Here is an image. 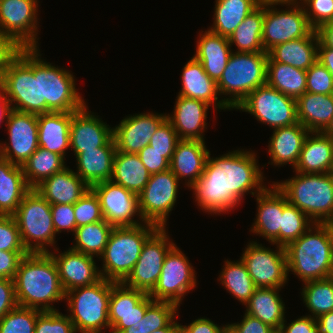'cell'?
Masks as SVG:
<instances>
[{"label": "cell", "mask_w": 333, "mask_h": 333, "mask_svg": "<svg viewBox=\"0 0 333 333\" xmlns=\"http://www.w3.org/2000/svg\"><path fill=\"white\" fill-rule=\"evenodd\" d=\"M179 306L169 301H154L147 309L144 317L136 324L124 329L121 333H150L164 327H177L174 317Z\"/></svg>", "instance_id": "44"}, {"label": "cell", "mask_w": 333, "mask_h": 333, "mask_svg": "<svg viewBox=\"0 0 333 333\" xmlns=\"http://www.w3.org/2000/svg\"><path fill=\"white\" fill-rule=\"evenodd\" d=\"M181 77L182 88L178 95L212 104L214 109H231L223 99L219 100L217 82L206 74L203 65L194 57L184 66Z\"/></svg>", "instance_id": "27"}, {"label": "cell", "mask_w": 333, "mask_h": 333, "mask_svg": "<svg viewBox=\"0 0 333 333\" xmlns=\"http://www.w3.org/2000/svg\"><path fill=\"white\" fill-rule=\"evenodd\" d=\"M284 4L289 6L285 10L275 8L276 5ZM313 30L304 7L298 0L264 3L262 44L265 52L268 53L276 45L287 41L307 37Z\"/></svg>", "instance_id": "10"}, {"label": "cell", "mask_w": 333, "mask_h": 333, "mask_svg": "<svg viewBox=\"0 0 333 333\" xmlns=\"http://www.w3.org/2000/svg\"><path fill=\"white\" fill-rule=\"evenodd\" d=\"M296 101L298 122L309 132H323L333 117V94L306 92Z\"/></svg>", "instance_id": "35"}, {"label": "cell", "mask_w": 333, "mask_h": 333, "mask_svg": "<svg viewBox=\"0 0 333 333\" xmlns=\"http://www.w3.org/2000/svg\"><path fill=\"white\" fill-rule=\"evenodd\" d=\"M30 189L22 166L0 161V215H13Z\"/></svg>", "instance_id": "37"}, {"label": "cell", "mask_w": 333, "mask_h": 333, "mask_svg": "<svg viewBox=\"0 0 333 333\" xmlns=\"http://www.w3.org/2000/svg\"><path fill=\"white\" fill-rule=\"evenodd\" d=\"M268 145L271 165L290 164L293 169L298 164L304 141L309 134L306 127L299 122L286 127L273 129Z\"/></svg>", "instance_id": "29"}, {"label": "cell", "mask_w": 333, "mask_h": 333, "mask_svg": "<svg viewBox=\"0 0 333 333\" xmlns=\"http://www.w3.org/2000/svg\"><path fill=\"white\" fill-rule=\"evenodd\" d=\"M154 300L143 291L111 281L108 319L110 333H121L140 321Z\"/></svg>", "instance_id": "19"}, {"label": "cell", "mask_w": 333, "mask_h": 333, "mask_svg": "<svg viewBox=\"0 0 333 333\" xmlns=\"http://www.w3.org/2000/svg\"><path fill=\"white\" fill-rule=\"evenodd\" d=\"M284 249L288 274L294 272L303 283L333 276L330 240L323 223H314Z\"/></svg>", "instance_id": "3"}, {"label": "cell", "mask_w": 333, "mask_h": 333, "mask_svg": "<svg viewBox=\"0 0 333 333\" xmlns=\"http://www.w3.org/2000/svg\"><path fill=\"white\" fill-rule=\"evenodd\" d=\"M158 228L146 222L144 225L114 227L103 254L98 257L103 261L102 278L123 282L138 261L146 240Z\"/></svg>", "instance_id": "6"}, {"label": "cell", "mask_w": 333, "mask_h": 333, "mask_svg": "<svg viewBox=\"0 0 333 333\" xmlns=\"http://www.w3.org/2000/svg\"><path fill=\"white\" fill-rule=\"evenodd\" d=\"M0 251L27 252L12 215H0Z\"/></svg>", "instance_id": "53"}, {"label": "cell", "mask_w": 333, "mask_h": 333, "mask_svg": "<svg viewBox=\"0 0 333 333\" xmlns=\"http://www.w3.org/2000/svg\"><path fill=\"white\" fill-rule=\"evenodd\" d=\"M199 36L196 54L193 57L203 65L206 74L217 82L232 54V46L227 37L209 30L200 33Z\"/></svg>", "instance_id": "33"}, {"label": "cell", "mask_w": 333, "mask_h": 333, "mask_svg": "<svg viewBox=\"0 0 333 333\" xmlns=\"http://www.w3.org/2000/svg\"><path fill=\"white\" fill-rule=\"evenodd\" d=\"M87 109L85 104L80 110L72 112L70 147L75 156L86 150L102 147L113 137V128Z\"/></svg>", "instance_id": "23"}, {"label": "cell", "mask_w": 333, "mask_h": 333, "mask_svg": "<svg viewBox=\"0 0 333 333\" xmlns=\"http://www.w3.org/2000/svg\"><path fill=\"white\" fill-rule=\"evenodd\" d=\"M295 172H333V139L323 132H309L304 141Z\"/></svg>", "instance_id": "32"}, {"label": "cell", "mask_w": 333, "mask_h": 333, "mask_svg": "<svg viewBox=\"0 0 333 333\" xmlns=\"http://www.w3.org/2000/svg\"><path fill=\"white\" fill-rule=\"evenodd\" d=\"M319 36L313 30L307 37L276 45L268 55L279 63L308 70L318 60Z\"/></svg>", "instance_id": "34"}, {"label": "cell", "mask_w": 333, "mask_h": 333, "mask_svg": "<svg viewBox=\"0 0 333 333\" xmlns=\"http://www.w3.org/2000/svg\"><path fill=\"white\" fill-rule=\"evenodd\" d=\"M22 49L14 39L0 31V78Z\"/></svg>", "instance_id": "57"}, {"label": "cell", "mask_w": 333, "mask_h": 333, "mask_svg": "<svg viewBox=\"0 0 333 333\" xmlns=\"http://www.w3.org/2000/svg\"><path fill=\"white\" fill-rule=\"evenodd\" d=\"M22 168L27 185L35 188L44 179L66 168V164L61 155L38 147Z\"/></svg>", "instance_id": "42"}, {"label": "cell", "mask_w": 333, "mask_h": 333, "mask_svg": "<svg viewBox=\"0 0 333 333\" xmlns=\"http://www.w3.org/2000/svg\"><path fill=\"white\" fill-rule=\"evenodd\" d=\"M187 333H220L223 326H218L209 318H198L189 325H181Z\"/></svg>", "instance_id": "62"}, {"label": "cell", "mask_w": 333, "mask_h": 333, "mask_svg": "<svg viewBox=\"0 0 333 333\" xmlns=\"http://www.w3.org/2000/svg\"><path fill=\"white\" fill-rule=\"evenodd\" d=\"M113 228L114 226L104 219L96 223L77 227L74 233L76 243L71 249L87 255L100 257L105 250Z\"/></svg>", "instance_id": "43"}, {"label": "cell", "mask_w": 333, "mask_h": 333, "mask_svg": "<svg viewBox=\"0 0 333 333\" xmlns=\"http://www.w3.org/2000/svg\"><path fill=\"white\" fill-rule=\"evenodd\" d=\"M299 1H301L300 4L304 7L309 24L314 30L319 29L326 23L333 22V0Z\"/></svg>", "instance_id": "52"}, {"label": "cell", "mask_w": 333, "mask_h": 333, "mask_svg": "<svg viewBox=\"0 0 333 333\" xmlns=\"http://www.w3.org/2000/svg\"><path fill=\"white\" fill-rule=\"evenodd\" d=\"M264 20V3L250 13L228 38L232 46H237L236 52H265L262 44V29Z\"/></svg>", "instance_id": "41"}, {"label": "cell", "mask_w": 333, "mask_h": 333, "mask_svg": "<svg viewBox=\"0 0 333 333\" xmlns=\"http://www.w3.org/2000/svg\"><path fill=\"white\" fill-rule=\"evenodd\" d=\"M172 333H187L185 329L179 324L173 331Z\"/></svg>", "instance_id": "72"}, {"label": "cell", "mask_w": 333, "mask_h": 333, "mask_svg": "<svg viewBox=\"0 0 333 333\" xmlns=\"http://www.w3.org/2000/svg\"><path fill=\"white\" fill-rule=\"evenodd\" d=\"M179 140L177 132L166 119L151 137L149 146L158 152H166V159L170 162Z\"/></svg>", "instance_id": "54"}, {"label": "cell", "mask_w": 333, "mask_h": 333, "mask_svg": "<svg viewBox=\"0 0 333 333\" xmlns=\"http://www.w3.org/2000/svg\"><path fill=\"white\" fill-rule=\"evenodd\" d=\"M209 104L204 101L177 96L174 114L167 115V120L172 124L180 139L200 140L205 142L203 132L207 123Z\"/></svg>", "instance_id": "25"}, {"label": "cell", "mask_w": 333, "mask_h": 333, "mask_svg": "<svg viewBox=\"0 0 333 333\" xmlns=\"http://www.w3.org/2000/svg\"><path fill=\"white\" fill-rule=\"evenodd\" d=\"M20 232V238L28 253H48V247L56 244V232L51 214V204L31 188L12 215Z\"/></svg>", "instance_id": "8"}, {"label": "cell", "mask_w": 333, "mask_h": 333, "mask_svg": "<svg viewBox=\"0 0 333 333\" xmlns=\"http://www.w3.org/2000/svg\"><path fill=\"white\" fill-rule=\"evenodd\" d=\"M12 111L11 103L4 96L2 85L0 82V123L8 119L10 112Z\"/></svg>", "instance_id": "66"}, {"label": "cell", "mask_w": 333, "mask_h": 333, "mask_svg": "<svg viewBox=\"0 0 333 333\" xmlns=\"http://www.w3.org/2000/svg\"><path fill=\"white\" fill-rule=\"evenodd\" d=\"M323 133L327 136H330L333 139V117H332V120H331L330 124L323 131Z\"/></svg>", "instance_id": "68"}, {"label": "cell", "mask_w": 333, "mask_h": 333, "mask_svg": "<svg viewBox=\"0 0 333 333\" xmlns=\"http://www.w3.org/2000/svg\"><path fill=\"white\" fill-rule=\"evenodd\" d=\"M116 145L112 137L104 146L81 152L76 156L75 172L90 188L97 183L111 180Z\"/></svg>", "instance_id": "30"}, {"label": "cell", "mask_w": 333, "mask_h": 333, "mask_svg": "<svg viewBox=\"0 0 333 333\" xmlns=\"http://www.w3.org/2000/svg\"><path fill=\"white\" fill-rule=\"evenodd\" d=\"M111 281L102 278L90 286L78 287L65 294L68 314L75 331L80 333H101L109 328L108 319Z\"/></svg>", "instance_id": "9"}, {"label": "cell", "mask_w": 333, "mask_h": 333, "mask_svg": "<svg viewBox=\"0 0 333 333\" xmlns=\"http://www.w3.org/2000/svg\"><path fill=\"white\" fill-rule=\"evenodd\" d=\"M214 23L209 31L229 38L259 5L258 0H216Z\"/></svg>", "instance_id": "38"}, {"label": "cell", "mask_w": 333, "mask_h": 333, "mask_svg": "<svg viewBox=\"0 0 333 333\" xmlns=\"http://www.w3.org/2000/svg\"><path fill=\"white\" fill-rule=\"evenodd\" d=\"M91 189L100 200L103 219L114 227L136 226L144 223L140 210L138 195L111 180L94 184ZM139 216L140 221L133 220Z\"/></svg>", "instance_id": "18"}, {"label": "cell", "mask_w": 333, "mask_h": 333, "mask_svg": "<svg viewBox=\"0 0 333 333\" xmlns=\"http://www.w3.org/2000/svg\"><path fill=\"white\" fill-rule=\"evenodd\" d=\"M274 182L288 202L304 212L314 223L333 221V172L299 173Z\"/></svg>", "instance_id": "5"}, {"label": "cell", "mask_w": 333, "mask_h": 333, "mask_svg": "<svg viewBox=\"0 0 333 333\" xmlns=\"http://www.w3.org/2000/svg\"><path fill=\"white\" fill-rule=\"evenodd\" d=\"M302 298L313 318L333 311V276L304 282Z\"/></svg>", "instance_id": "46"}, {"label": "cell", "mask_w": 333, "mask_h": 333, "mask_svg": "<svg viewBox=\"0 0 333 333\" xmlns=\"http://www.w3.org/2000/svg\"><path fill=\"white\" fill-rule=\"evenodd\" d=\"M209 152L203 141L180 139L170 160L169 169L178 180L186 179V186L191 188L204 172Z\"/></svg>", "instance_id": "26"}, {"label": "cell", "mask_w": 333, "mask_h": 333, "mask_svg": "<svg viewBox=\"0 0 333 333\" xmlns=\"http://www.w3.org/2000/svg\"><path fill=\"white\" fill-rule=\"evenodd\" d=\"M210 155L204 172L191 187L202 211L226 213L240 204L246 193L254 196L266 188L255 152L238 149L216 158Z\"/></svg>", "instance_id": "1"}, {"label": "cell", "mask_w": 333, "mask_h": 333, "mask_svg": "<svg viewBox=\"0 0 333 333\" xmlns=\"http://www.w3.org/2000/svg\"><path fill=\"white\" fill-rule=\"evenodd\" d=\"M39 51L38 48H23L0 78L12 110L41 114Z\"/></svg>", "instance_id": "4"}, {"label": "cell", "mask_w": 333, "mask_h": 333, "mask_svg": "<svg viewBox=\"0 0 333 333\" xmlns=\"http://www.w3.org/2000/svg\"><path fill=\"white\" fill-rule=\"evenodd\" d=\"M28 252L0 251V278L14 279L21 259Z\"/></svg>", "instance_id": "59"}, {"label": "cell", "mask_w": 333, "mask_h": 333, "mask_svg": "<svg viewBox=\"0 0 333 333\" xmlns=\"http://www.w3.org/2000/svg\"><path fill=\"white\" fill-rule=\"evenodd\" d=\"M313 224L314 222L304 212L290 204L283 194L280 246L285 248L304 234Z\"/></svg>", "instance_id": "47"}, {"label": "cell", "mask_w": 333, "mask_h": 333, "mask_svg": "<svg viewBox=\"0 0 333 333\" xmlns=\"http://www.w3.org/2000/svg\"><path fill=\"white\" fill-rule=\"evenodd\" d=\"M74 214L77 227L103 220L100 200L91 188L74 204Z\"/></svg>", "instance_id": "49"}, {"label": "cell", "mask_w": 333, "mask_h": 333, "mask_svg": "<svg viewBox=\"0 0 333 333\" xmlns=\"http://www.w3.org/2000/svg\"><path fill=\"white\" fill-rule=\"evenodd\" d=\"M35 333H76V331L69 316L57 310L38 313Z\"/></svg>", "instance_id": "50"}, {"label": "cell", "mask_w": 333, "mask_h": 333, "mask_svg": "<svg viewBox=\"0 0 333 333\" xmlns=\"http://www.w3.org/2000/svg\"><path fill=\"white\" fill-rule=\"evenodd\" d=\"M225 267L219 275L218 281L225 286V289L238 301L245 305L257 288L250 277L244 262L240 259L237 262L224 261Z\"/></svg>", "instance_id": "45"}, {"label": "cell", "mask_w": 333, "mask_h": 333, "mask_svg": "<svg viewBox=\"0 0 333 333\" xmlns=\"http://www.w3.org/2000/svg\"><path fill=\"white\" fill-rule=\"evenodd\" d=\"M17 306L14 279L0 278V320Z\"/></svg>", "instance_id": "58"}, {"label": "cell", "mask_w": 333, "mask_h": 333, "mask_svg": "<svg viewBox=\"0 0 333 333\" xmlns=\"http://www.w3.org/2000/svg\"><path fill=\"white\" fill-rule=\"evenodd\" d=\"M150 173L138 154L116 150L111 181L139 195L150 179Z\"/></svg>", "instance_id": "39"}, {"label": "cell", "mask_w": 333, "mask_h": 333, "mask_svg": "<svg viewBox=\"0 0 333 333\" xmlns=\"http://www.w3.org/2000/svg\"><path fill=\"white\" fill-rule=\"evenodd\" d=\"M138 155L150 175L169 170L170 162L166 159V152H158L147 145Z\"/></svg>", "instance_id": "56"}, {"label": "cell", "mask_w": 333, "mask_h": 333, "mask_svg": "<svg viewBox=\"0 0 333 333\" xmlns=\"http://www.w3.org/2000/svg\"><path fill=\"white\" fill-rule=\"evenodd\" d=\"M51 214L56 234L76 231V221L74 214V204H55L51 205ZM70 230V231H69Z\"/></svg>", "instance_id": "55"}, {"label": "cell", "mask_w": 333, "mask_h": 333, "mask_svg": "<svg viewBox=\"0 0 333 333\" xmlns=\"http://www.w3.org/2000/svg\"><path fill=\"white\" fill-rule=\"evenodd\" d=\"M319 40L326 46L333 48V22L326 23L316 30Z\"/></svg>", "instance_id": "64"}, {"label": "cell", "mask_w": 333, "mask_h": 333, "mask_svg": "<svg viewBox=\"0 0 333 333\" xmlns=\"http://www.w3.org/2000/svg\"><path fill=\"white\" fill-rule=\"evenodd\" d=\"M316 319L320 326V333H333V311L322 314Z\"/></svg>", "instance_id": "65"}, {"label": "cell", "mask_w": 333, "mask_h": 333, "mask_svg": "<svg viewBox=\"0 0 333 333\" xmlns=\"http://www.w3.org/2000/svg\"><path fill=\"white\" fill-rule=\"evenodd\" d=\"M167 119V114L140 113L127 116L113 128V138L116 150L125 153L138 154L159 126Z\"/></svg>", "instance_id": "21"}, {"label": "cell", "mask_w": 333, "mask_h": 333, "mask_svg": "<svg viewBox=\"0 0 333 333\" xmlns=\"http://www.w3.org/2000/svg\"><path fill=\"white\" fill-rule=\"evenodd\" d=\"M176 327H164L161 329H157L155 331H152L150 333H172V331L175 329Z\"/></svg>", "instance_id": "69"}, {"label": "cell", "mask_w": 333, "mask_h": 333, "mask_svg": "<svg viewBox=\"0 0 333 333\" xmlns=\"http://www.w3.org/2000/svg\"><path fill=\"white\" fill-rule=\"evenodd\" d=\"M258 204L256 221L250 230L280 246V228L283 215V193L273 183L255 195Z\"/></svg>", "instance_id": "24"}, {"label": "cell", "mask_w": 333, "mask_h": 333, "mask_svg": "<svg viewBox=\"0 0 333 333\" xmlns=\"http://www.w3.org/2000/svg\"><path fill=\"white\" fill-rule=\"evenodd\" d=\"M276 247L273 251L252 241L240 257L257 288H283L288 280L285 249Z\"/></svg>", "instance_id": "14"}, {"label": "cell", "mask_w": 333, "mask_h": 333, "mask_svg": "<svg viewBox=\"0 0 333 333\" xmlns=\"http://www.w3.org/2000/svg\"><path fill=\"white\" fill-rule=\"evenodd\" d=\"M306 82V70L275 62L268 55L267 85L297 100L306 93Z\"/></svg>", "instance_id": "40"}, {"label": "cell", "mask_w": 333, "mask_h": 333, "mask_svg": "<svg viewBox=\"0 0 333 333\" xmlns=\"http://www.w3.org/2000/svg\"><path fill=\"white\" fill-rule=\"evenodd\" d=\"M72 112H49L38 114V145L65 159L70 148V125Z\"/></svg>", "instance_id": "31"}, {"label": "cell", "mask_w": 333, "mask_h": 333, "mask_svg": "<svg viewBox=\"0 0 333 333\" xmlns=\"http://www.w3.org/2000/svg\"><path fill=\"white\" fill-rule=\"evenodd\" d=\"M281 288H256L245 303L246 314L279 331L285 321V304L279 295Z\"/></svg>", "instance_id": "36"}, {"label": "cell", "mask_w": 333, "mask_h": 333, "mask_svg": "<svg viewBox=\"0 0 333 333\" xmlns=\"http://www.w3.org/2000/svg\"><path fill=\"white\" fill-rule=\"evenodd\" d=\"M14 284L20 307L57 311L52 303L65 299L57 265L49 253L24 256L18 265Z\"/></svg>", "instance_id": "2"}, {"label": "cell", "mask_w": 333, "mask_h": 333, "mask_svg": "<svg viewBox=\"0 0 333 333\" xmlns=\"http://www.w3.org/2000/svg\"><path fill=\"white\" fill-rule=\"evenodd\" d=\"M49 204H75L90 187L68 167L44 179L34 188Z\"/></svg>", "instance_id": "28"}, {"label": "cell", "mask_w": 333, "mask_h": 333, "mask_svg": "<svg viewBox=\"0 0 333 333\" xmlns=\"http://www.w3.org/2000/svg\"><path fill=\"white\" fill-rule=\"evenodd\" d=\"M260 3H267V2H291L297 0H258Z\"/></svg>", "instance_id": "71"}, {"label": "cell", "mask_w": 333, "mask_h": 333, "mask_svg": "<svg viewBox=\"0 0 333 333\" xmlns=\"http://www.w3.org/2000/svg\"><path fill=\"white\" fill-rule=\"evenodd\" d=\"M286 320L282 323L277 333H320V326L317 319L312 316H302L290 324L286 325Z\"/></svg>", "instance_id": "60"}, {"label": "cell", "mask_w": 333, "mask_h": 333, "mask_svg": "<svg viewBox=\"0 0 333 333\" xmlns=\"http://www.w3.org/2000/svg\"><path fill=\"white\" fill-rule=\"evenodd\" d=\"M306 92L333 94V76L318 60L306 71Z\"/></svg>", "instance_id": "51"}, {"label": "cell", "mask_w": 333, "mask_h": 333, "mask_svg": "<svg viewBox=\"0 0 333 333\" xmlns=\"http://www.w3.org/2000/svg\"><path fill=\"white\" fill-rule=\"evenodd\" d=\"M3 160V156H2V149H1V145H0V161Z\"/></svg>", "instance_id": "73"}, {"label": "cell", "mask_w": 333, "mask_h": 333, "mask_svg": "<svg viewBox=\"0 0 333 333\" xmlns=\"http://www.w3.org/2000/svg\"><path fill=\"white\" fill-rule=\"evenodd\" d=\"M37 13L36 0H0V31L22 48H39Z\"/></svg>", "instance_id": "17"}, {"label": "cell", "mask_w": 333, "mask_h": 333, "mask_svg": "<svg viewBox=\"0 0 333 333\" xmlns=\"http://www.w3.org/2000/svg\"><path fill=\"white\" fill-rule=\"evenodd\" d=\"M166 234V228H158L146 240L138 261L123 281L126 286L146 294L153 291L159 280L165 256L175 245Z\"/></svg>", "instance_id": "16"}, {"label": "cell", "mask_w": 333, "mask_h": 333, "mask_svg": "<svg viewBox=\"0 0 333 333\" xmlns=\"http://www.w3.org/2000/svg\"><path fill=\"white\" fill-rule=\"evenodd\" d=\"M178 178L169 169L150 176L138 195L139 210L144 222L165 228L170 211L176 203Z\"/></svg>", "instance_id": "13"}, {"label": "cell", "mask_w": 333, "mask_h": 333, "mask_svg": "<svg viewBox=\"0 0 333 333\" xmlns=\"http://www.w3.org/2000/svg\"><path fill=\"white\" fill-rule=\"evenodd\" d=\"M54 259L61 285L66 292L84 286H90L102 279L94 256L77 252L69 248L60 254L48 252Z\"/></svg>", "instance_id": "22"}, {"label": "cell", "mask_w": 333, "mask_h": 333, "mask_svg": "<svg viewBox=\"0 0 333 333\" xmlns=\"http://www.w3.org/2000/svg\"><path fill=\"white\" fill-rule=\"evenodd\" d=\"M323 224L327 227V233L329 236L331 253L333 257V221L323 222Z\"/></svg>", "instance_id": "67"}, {"label": "cell", "mask_w": 333, "mask_h": 333, "mask_svg": "<svg viewBox=\"0 0 333 333\" xmlns=\"http://www.w3.org/2000/svg\"><path fill=\"white\" fill-rule=\"evenodd\" d=\"M220 333H237V332L230 324H227V325H223V328L220 331Z\"/></svg>", "instance_id": "70"}, {"label": "cell", "mask_w": 333, "mask_h": 333, "mask_svg": "<svg viewBox=\"0 0 333 333\" xmlns=\"http://www.w3.org/2000/svg\"><path fill=\"white\" fill-rule=\"evenodd\" d=\"M318 61L321 62L333 76V48L326 47L320 40L318 44Z\"/></svg>", "instance_id": "63"}, {"label": "cell", "mask_w": 333, "mask_h": 333, "mask_svg": "<svg viewBox=\"0 0 333 333\" xmlns=\"http://www.w3.org/2000/svg\"><path fill=\"white\" fill-rule=\"evenodd\" d=\"M174 245L165 256L159 280L149 294L154 301H169L180 306L182 297L197 285L190 260Z\"/></svg>", "instance_id": "15"}, {"label": "cell", "mask_w": 333, "mask_h": 333, "mask_svg": "<svg viewBox=\"0 0 333 333\" xmlns=\"http://www.w3.org/2000/svg\"><path fill=\"white\" fill-rule=\"evenodd\" d=\"M235 109L254 115L272 129L298 123L296 99L267 84L257 87Z\"/></svg>", "instance_id": "12"}, {"label": "cell", "mask_w": 333, "mask_h": 333, "mask_svg": "<svg viewBox=\"0 0 333 333\" xmlns=\"http://www.w3.org/2000/svg\"><path fill=\"white\" fill-rule=\"evenodd\" d=\"M75 84L71 72L53 66L40 57L41 114L80 110L86 103Z\"/></svg>", "instance_id": "11"}, {"label": "cell", "mask_w": 333, "mask_h": 333, "mask_svg": "<svg viewBox=\"0 0 333 333\" xmlns=\"http://www.w3.org/2000/svg\"><path fill=\"white\" fill-rule=\"evenodd\" d=\"M5 125L9 143H0L3 159L23 166L39 147L37 115L12 110Z\"/></svg>", "instance_id": "20"}, {"label": "cell", "mask_w": 333, "mask_h": 333, "mask_svg": "<svg viewBox=\"0 0 333 333\" xmlns=\"http://www.w3.org/2000/svg\"><path fill=\"white\" fill-rule=\"evenodd\" d=\"M244 318L239 323H231L230 325L237 333H277L272 327L263 323L248 314H244Z\"/></svg>", "instance_id": "61"}, {"label": "cell", "mask_w": 333, "mask_h": 333, "mask_svg": "<svg viewBox=\"0 0 333 333\" xmlns=\"http://www.w3.org/2000/svg\"><path fill=\"white\" fill-rule=\"evenodd\" d=\"M267 52H232L220 79L219 94L230 95L223 100L235 109L252 91L266 84Z\"/></svg>", "instance_id": "7"}, {"label": "cell", "mask_w": 333, "mask_h": 333, "mask_svg": "<svg viewBox=\"0 0 333 333\" xmlns=\"http://www.w3.org/2000/svg\"><path fill=\"white\" fill-rule=\"evenodd\" d=\"M40 310L17 306L0 320V333H35Z\"/></svg>", "instance_id": "48"}]
</instances>
